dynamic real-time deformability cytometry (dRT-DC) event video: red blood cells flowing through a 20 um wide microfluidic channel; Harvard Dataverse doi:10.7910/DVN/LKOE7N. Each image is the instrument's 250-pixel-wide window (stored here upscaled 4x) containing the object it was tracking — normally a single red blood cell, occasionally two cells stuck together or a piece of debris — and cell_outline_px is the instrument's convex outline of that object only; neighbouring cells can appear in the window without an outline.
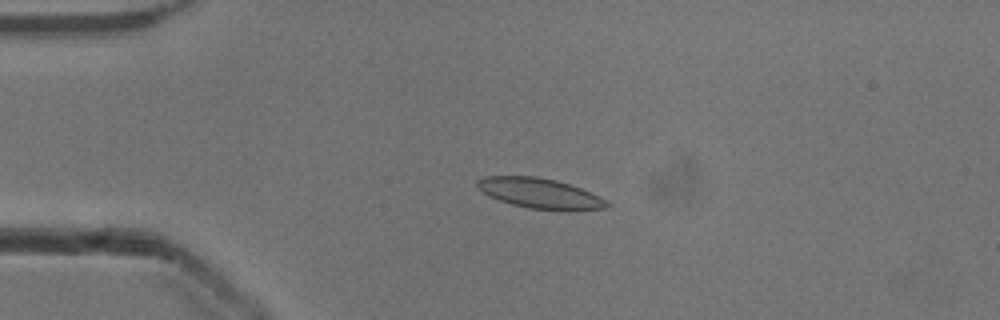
{"species": "common noctule bat (a hibernating species)", "species_latin": "Nyctalus noctula", "temperature_condition": "cold", "stored_images_in_passage": 53, "camera_frame_rate_fps": 3000, "um_per_image_px": 0.085, "animal": {"sex": "male", "body_mass_g": 13.3}, "frame": {"image": 1, "passage_image": 13, "time_ms": 4.0, "image_size_px": [1000, 320], "cell_outline_px": [[612, 204], [604, 208], [528, 208], [512, 204], [488, 196], [476, 184], [476, 180], [484, 176], [536, 176], [556, 180], [580, 188], [600, 196], [608, 200]], "centroid_in_image_um": [45.84, 16.39], "position_along_channel_um": 39.2, "area_um2": 22.02}}
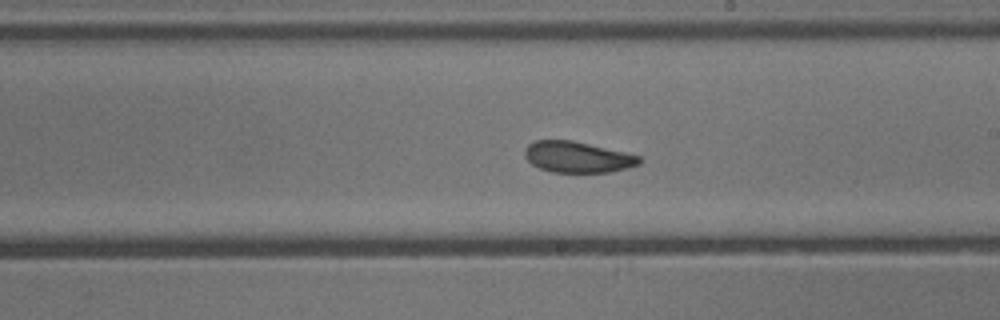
{"frame": {"image": 2, "passage_image": 31, "time_ms": 10.0, "image_size_px": [1000, 320], "cell_outline_px": [[644, 160], [640, 164], [628, 168], [608, 172], [552, 172], [540, 168], [532, 164], [524, 156], [524, 148], [528, 144], [536, 140], [572, 140], [624, 152], [640, 156]], "centroid_in_image_um": [49.09, 13.35], "position_along_channel_um": 239.9, "area_um2": 20.75}}
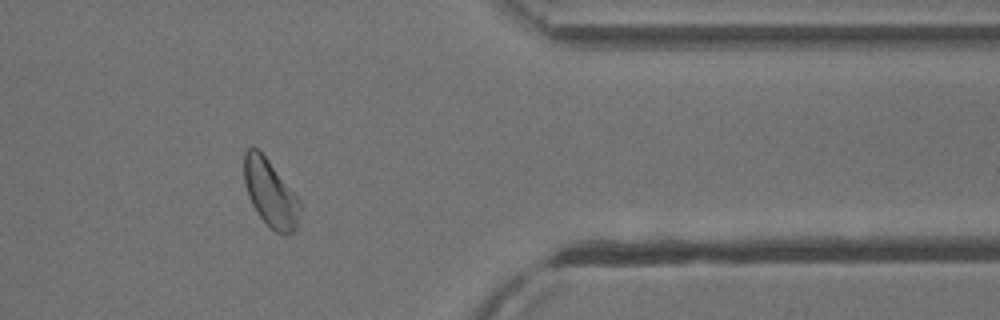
{"frame": {"image": 3, "passage_image": 44, "time_ms": 14.333, "image_size_px": [1000, 320], "cell_outline_px": [[300, 212], [296, 228], [292, 232], [276, 232], [260, 216], [252, 204], [248, 196], [244, 180], [244, 152], [248, 148], [256, 148], [268, 160], [300, 200]], "centroid_in_image_um": [22.97, 16.4], "position_along_channel_um": 388.4, "area_um2": 21.21}, "authors_computed_cell_mechanics": {"area_um2": 22.1952, "velocity_mm_per_s": 3.8696, "shape_relaxation_time_tau1_ms": 3.7377, "shape_relaxation_time_tau2_ms": 1.8388, "deformation_change_tau1": 0.0995, "deformation_change_tau2": 0.0652}}